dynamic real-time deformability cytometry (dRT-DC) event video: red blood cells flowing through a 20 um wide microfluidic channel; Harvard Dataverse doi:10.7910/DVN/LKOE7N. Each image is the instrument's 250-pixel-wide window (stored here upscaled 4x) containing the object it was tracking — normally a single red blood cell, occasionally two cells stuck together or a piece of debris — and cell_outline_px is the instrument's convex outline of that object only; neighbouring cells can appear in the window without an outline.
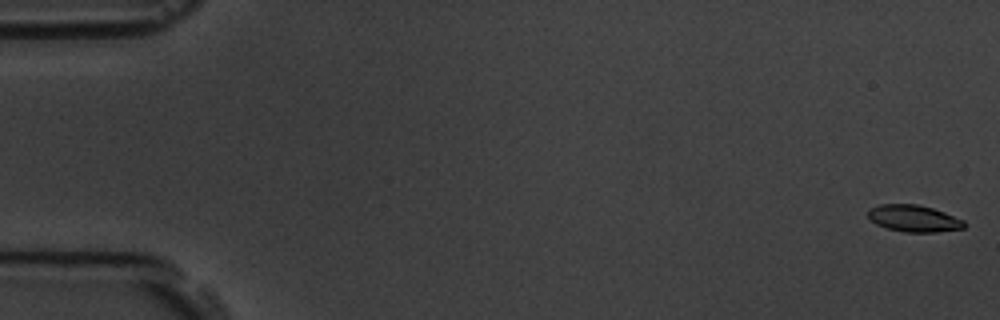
{"species": "common noctule bat (a hibernating species)", "species_latin": "Nyctalus noctula", "temperature_condition": "room temperature", "stored_images_in_passage": 5, "camera_frame_rate_fps": 3000, "um_per_image_px": 0.085, "animal": {"sex": "male", "body_mass_g": 19.5, "forearm_length_mm": 54.6}, "frame": {"image": 1, "passage_image": 1, "time_ms": 0.0, "image_size_px": [1000, 320], "cell_outline_px": [[968, 224], [964, 228], [936, 232], [904, 232], [888, 228], [876, 224], [868, 216], [868, 208], [880, 204], [916, 204], [932, 208], [944, 212], [964, 220]], "centroid_in_image_um": [77.69, 18.56], "position_along_channel_um": 7.3, "area_um2": 15.03}}
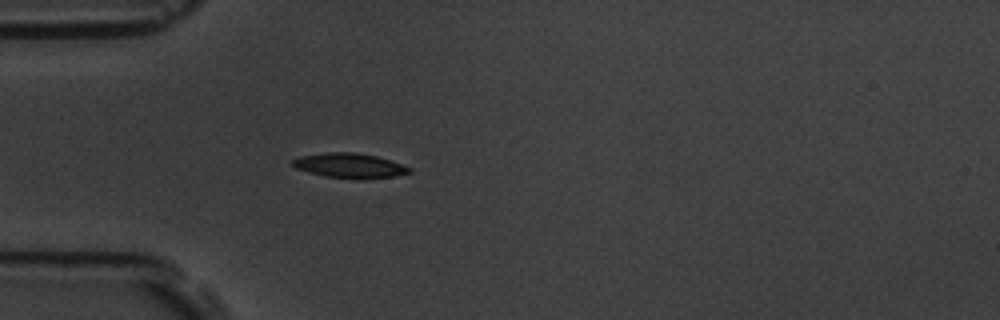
{"frame": {"image": 2, "passage_image": 5, "time_ms": 5.333, "image_size_px": [1000, 320], "cell_outline_px": [[412, 172], [396, 176], [324, 176], [308, 172], [296, 168], [292, 164], [292, 160], [300, 156], [324, 152], [356, 152], [376, 156], [412, 168]], "centroid_in_image_um": [29.66, 14.02], "position_along_channel_um": 55.3, "area_um2": 15.95}}